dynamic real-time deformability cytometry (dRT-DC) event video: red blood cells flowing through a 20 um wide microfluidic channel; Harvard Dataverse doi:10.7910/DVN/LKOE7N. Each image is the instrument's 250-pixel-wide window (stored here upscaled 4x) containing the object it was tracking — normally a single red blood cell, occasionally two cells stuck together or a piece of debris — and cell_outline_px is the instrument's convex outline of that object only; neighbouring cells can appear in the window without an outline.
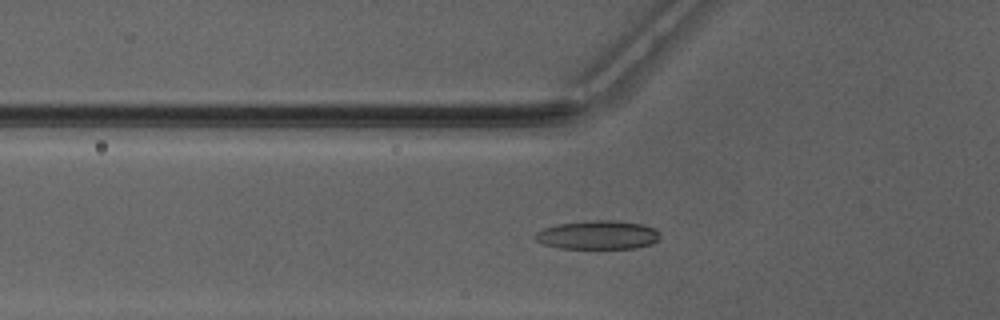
{"species": "Egyptian fruit bat (a non-hibernating species)", "species_latin": "Rousettus aegyptiacus", "temperature_condition": "warm", "stored_images_in_passage": 46, "camera_frame_rate_fps": 3000, "um_per_image_px": 0.085, "animal": {"sex": "male"}, "frame": {"image": 1, "passage_image": 14, "time_ms": 4.333, "image_size_px": [1000, 320], "cell_outline_px": [[660, 236], [652, 244], [636, 248], [560, 248], [544, 244], [536, 240], [532, 236], [536, 232], [544, 228], [556, 224], [592, 220], [616, 220], [644, 224], [656, 228], [660, 232]], "centroid_in_image_um": [50.83, 19.96], "position_along_channel_um": 75.0, "area_um2": 21.1}}
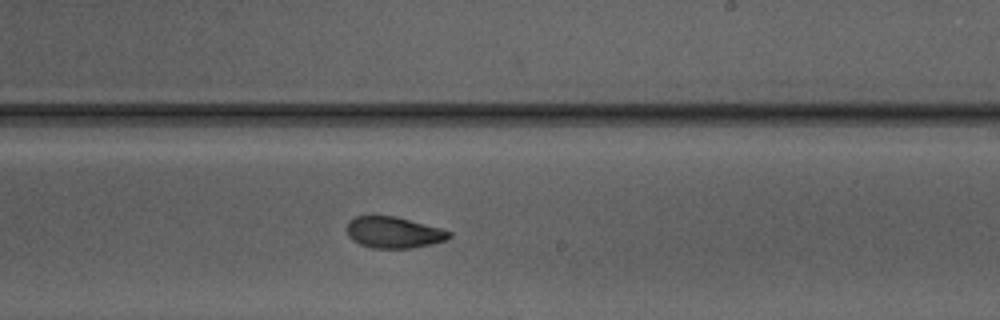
{"frame": {"image": 2, "passage_image": 27, "time_ms": 8.667, "image_size_px": [1000, 320], "cell_outline_px": [[452, 236], [448, 240], [432, 244], [412, 248], [372, 248], [360, 244], [352, 240], [348, 236], [348, 220], [356, 216], [396, 216], [444, 228], [452, 232]], "centroid_in_image_um": [33.53, 19.75], "position_along_channel_um": 255.5, "area_um2": 18.96}}
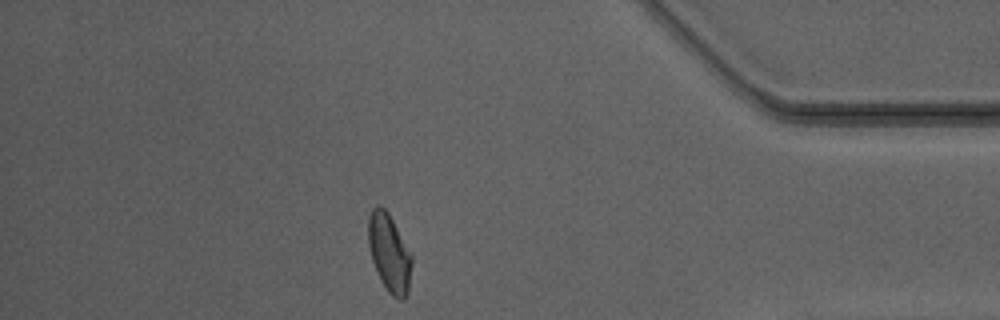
{"frame": {"image": 3, "passage_image": 40, "time_ms": 13.0, "image_size_px": [1000, 320], "cell_outline_px": [[412, 264], [408, 296], [404, 300], [400, 300], [392, 296], [388, 292], [380, 280], [372, 260], [368, 244], [368, 216], [372, 208], [380, 204], [388, 212], [412, 252]], "centroid_in_image_um": [33.11, 21.51], "position_along_channel_um": 402.1, "area_um2": 20.23}, "authors_computed_cell_mechanics": {"area_um2": 19.4208, "velocity_mm_per_s": 4.1695, "shape_relaxation_time_tau1_ms": 4.8623, "shape_relaxation_time_tau2_ms": 2.2947, "deformation_change_tau1": 0.148, "deformation_change_tau2": 0.0667}}